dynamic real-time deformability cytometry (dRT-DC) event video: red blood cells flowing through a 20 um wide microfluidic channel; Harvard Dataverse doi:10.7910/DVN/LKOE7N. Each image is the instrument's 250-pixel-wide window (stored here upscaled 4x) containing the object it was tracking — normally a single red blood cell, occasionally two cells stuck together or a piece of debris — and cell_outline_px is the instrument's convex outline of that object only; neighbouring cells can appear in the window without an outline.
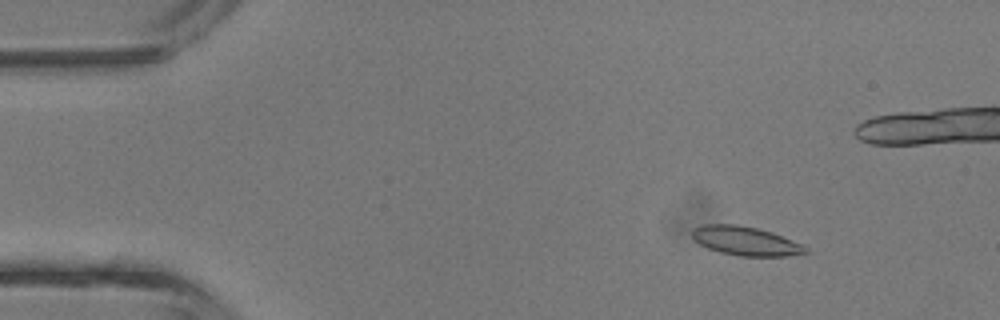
{"species": "common noctule bat (a hibernating species)", "species_latin": "Nyctalus noctula", "temperature_condition": "room temperature", "stored_images_in_passage": 42, "camera_frame_rate_fps": 3000, "um_per_image_px": 0.085, "animal": {"sex": "male", "body_mass_g": 13.3}, "frame": {"image": 1, "passage_image": 5, "time_ms": 1.333, "image_size_px": [1000, 320], "cell_outline_px": [[808, 252], [788, 256], [740, 256], [720, 252], [708, 248], [700, 244], [692, 236], [692, 228], [704, 224], [736, 224], [756, 228], [772, 232], [800, 244], [808, 248]], "centroid_in_image_um": [63.35, 20.48], "position_along_channel_um": 21.7, "area_um2": 18.96}}
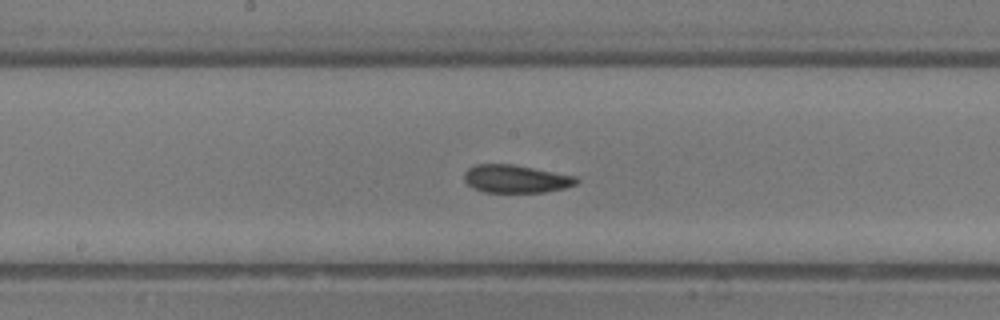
{"frame": {"image": 2, "passage_image": 21, "time_ms": 6.667, "image_size_px": [1000, 320], "cell_outline_px": [[580, 180], [576, 184], [564, 188], [544, 192], [484, 192], [472, 188], [464, 180], [464, 172], [468, 168], [476, 164], [512, 164], [576, 176]], "centroid_in_image_um": [43.83, 15.2], "position_along_channel_um": 204.4, "area_um2": 18.26}}
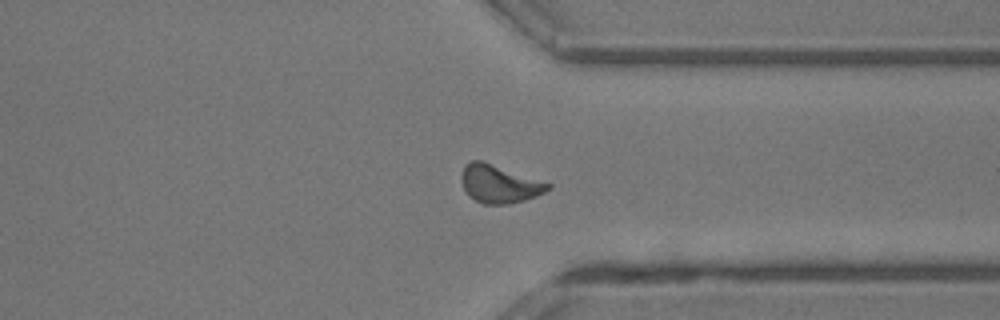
{"frame": {"image": 3, "passage_image": 31, "time_ms": 10.0, "image_size_px": [1000, 320], "cell_outline_px": [[552, 188], [536, 196], [524, 200], [508, 204], [484, 204], [468, 196], [464, 188], [460, 176], [464, 164], [472, 160], [480, 160], [552, 184]], "centroid_in_image_um": [42.42, 15.63], "position_along_channel_um": 369.0, "area_um2": 19.02}, "authors_computed_cell_mechanics": {"area_um2": 18.4093, "velocity_mm_per_s": 4.9834, "shape_relaxation_time_tau1_ms": 10.3975, "shape_relaxation_time_tau2_ms": 6.3607, "deformation_change_tau1": 0.2493, "deformation_change_tau2": 0.1466}}